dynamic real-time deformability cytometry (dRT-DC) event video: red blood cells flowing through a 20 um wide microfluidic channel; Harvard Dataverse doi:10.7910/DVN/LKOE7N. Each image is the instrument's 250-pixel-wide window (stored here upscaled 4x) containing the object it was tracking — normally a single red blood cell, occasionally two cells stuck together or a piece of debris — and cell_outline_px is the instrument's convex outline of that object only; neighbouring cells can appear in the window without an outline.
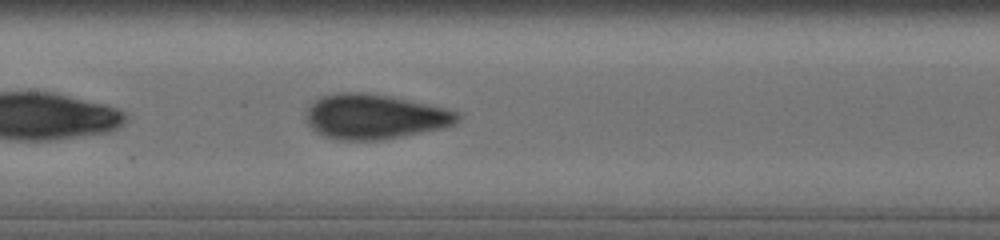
{"species": "human", "species_latin": "Homo sapiens", "temperature_condition": "cold", "stored_images_in_passage": 11, "camera_frame_rate_fps": 3000, "um_per_image_px": 0.085, "donor": {"sex": "male"}, "frame": {"image": 1, "passage_image": 11, "time_ms": 3.667, "image_size_px": [1000, 240], "cell_outline_px": [[460, 120], [456, 124], [444, 128], [384, 140], [336, 140], [324, 136], [316, 132], [308, 124], [304, 116], [308, 104], [324, 96], [340, 92], [364, 92], [388, 96], [444, 108], [460, 112]], "centroid_in_image_um": [31.83, 9.93], "position_along_channel_um": 175.6, "area_um2": 39.82}}